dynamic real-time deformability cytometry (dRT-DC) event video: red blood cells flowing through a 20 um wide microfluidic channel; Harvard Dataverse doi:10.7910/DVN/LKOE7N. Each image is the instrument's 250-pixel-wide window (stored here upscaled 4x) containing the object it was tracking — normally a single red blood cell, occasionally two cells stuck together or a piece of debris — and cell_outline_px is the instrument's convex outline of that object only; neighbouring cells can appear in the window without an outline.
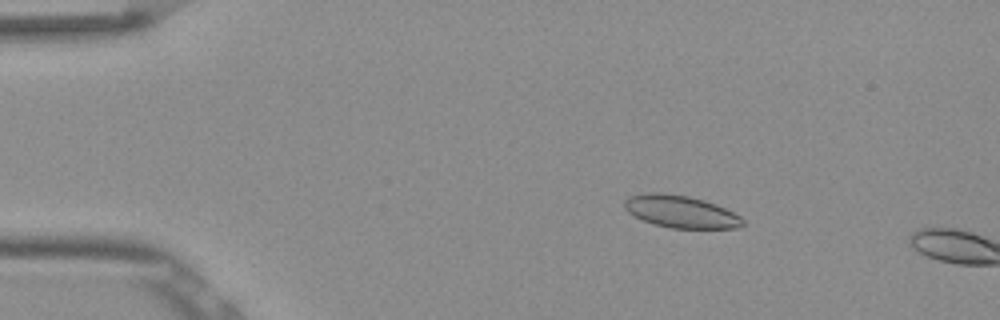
{"species": "Egyptian fruit bat (a non-hibernating species)", "species_latin": "Rousettus aegyptiacus", "temperature_condition": "room temperature", "stored_images_in_passage": 12, "camera_frame_rate_fps": 3000, "um_per_image_px": 0.085, "frame": {"image": 1, "passage_image": 9, "time_ms": 2.667, "image_size_px": [1000, 320], "cell_outline_px": [[744, 224], [740, 228], [672, 228], [656, 224], [644, 220], [628, 212], [624, 208], [624, 200], [632, 196], [648, 192], [660, 192], [688, 196], [704, 200], [716, 204], [740, 216], [744, 220]], "centroid_in_image_um": [57.88, 17.98], "position_along_channel_um": 27.1, "area_um2": 22.08}}